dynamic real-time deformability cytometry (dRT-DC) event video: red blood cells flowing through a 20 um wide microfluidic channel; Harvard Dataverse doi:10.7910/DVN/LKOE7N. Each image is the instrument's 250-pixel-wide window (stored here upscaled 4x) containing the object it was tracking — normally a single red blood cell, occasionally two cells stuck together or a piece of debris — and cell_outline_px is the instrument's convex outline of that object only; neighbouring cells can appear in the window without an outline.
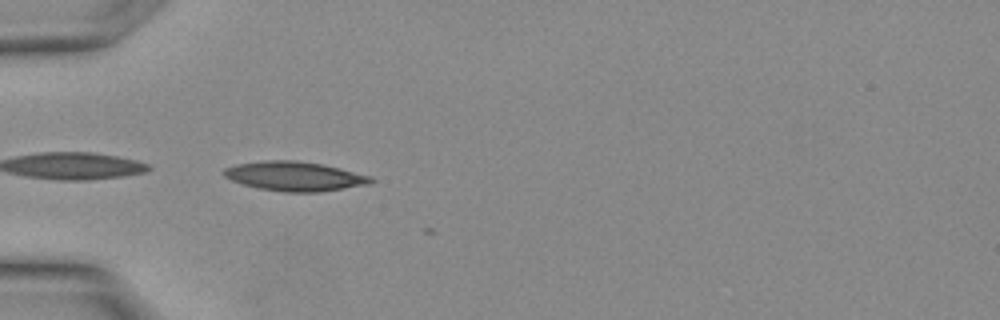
{"species": "Egyptian fruit bat (a non-hibernating species)", "species_latin": "Rousettus aegyptiacus", "temperature_condition": "warm", "stored_images_in_passage": 3, "camera_frame_rate_fps": 3000, "um_per_image_px": 0.085, "animal": {"sex": "female"}, "frame": {"image": 1, "passage_image": 2, "time_ms": 0.333, "image_size_px": [1000, 320], "cell_outline_px": [[376, 180], [368, 184], [320, 192], [284, 192], [260, 188], [244, 184], [232, 180], [224, 176], [224, 168], [236, 164], [264, 160], [296, 160], [320, 164], [340, 168], [372, 176]], "centroid_in_image_um": [25.07, 14.97], "position_along_channel_um": 59.9, "area_um2": 25.03}}